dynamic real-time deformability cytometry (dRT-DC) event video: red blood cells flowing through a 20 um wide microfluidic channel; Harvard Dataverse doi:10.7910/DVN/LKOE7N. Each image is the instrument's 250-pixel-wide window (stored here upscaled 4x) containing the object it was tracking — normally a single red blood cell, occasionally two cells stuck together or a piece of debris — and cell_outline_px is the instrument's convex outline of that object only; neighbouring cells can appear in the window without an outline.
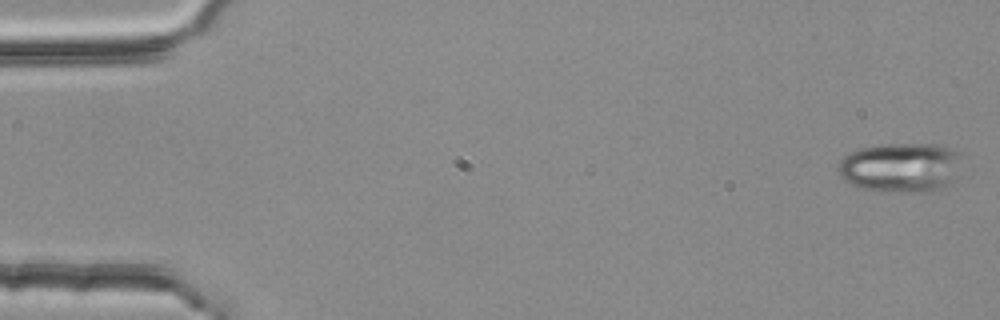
{"species": "common noctule bat (a hibernating species)", "species_latin": "Nyctalus noctula", "temperature_condition": "room temperature", "stored_images_in_passage": 3, "camera_frame_rate_fps": 3000, "um_per_image_px": 0.085, "animal": {"sex": "female", "body_mass_g": 25.1}, "frame": {"image": 1, "passage_image": 1, "time_ms": 0.0, "image_size_px": [1000, 320], "cell_outline_px": [[960, 152], [952, 184], [928, 192], [900, 192], [864, 188], [852, 184], [844, 180], [840, 176], [836, 168], [840, 160], [848, 152], [860, 148], [884, 144], [936, 144], [952, 148]], "centroid_in_image_um": [76.52, 14.22], "position_along_channel_um": 8.5, "area_um2": 35.6}}
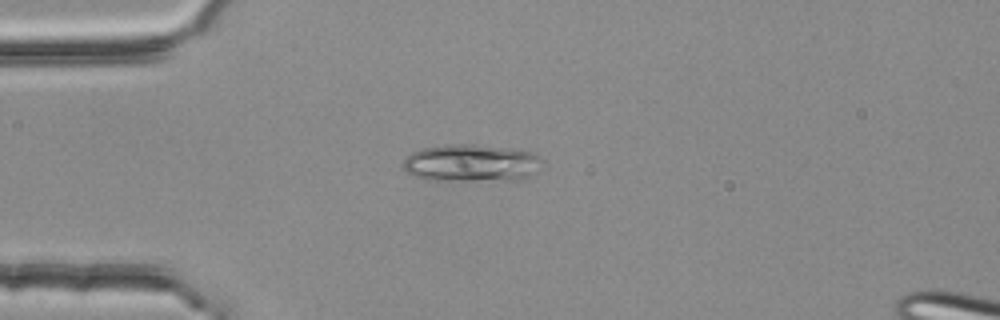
{"frame": {"image": 2, "passage_image": 3, "time_ms": 0.667, "image_size_px": [1000, 320], "cell_outline_px": [[540, 156], [536, 172], [524, 180], [428, 180], [416, 176], [408, 172], [404, 168], [404, 160], [412, 152], [424, 148], [448, 144], [476, 144], [512, 148], [532, 152]], "centroid_in_image_um": [40.09, 13.85], "position_along_channel_um": 44.9, "area_um2": 30.23}}